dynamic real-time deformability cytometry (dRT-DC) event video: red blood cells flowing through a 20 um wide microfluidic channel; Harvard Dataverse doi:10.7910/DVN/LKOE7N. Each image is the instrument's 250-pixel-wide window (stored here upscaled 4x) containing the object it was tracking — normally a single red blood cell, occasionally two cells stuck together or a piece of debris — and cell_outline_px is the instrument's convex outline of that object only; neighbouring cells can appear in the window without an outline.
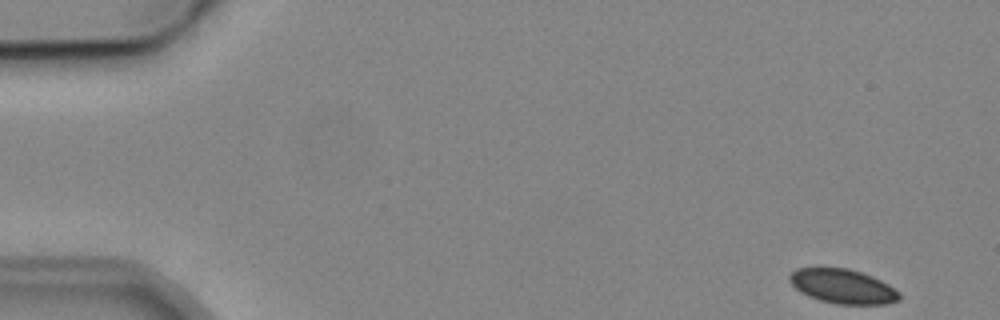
{"species": "common noctule bat (a hibernating species)", "species_latin": "Nyctalus noctula", "temperature_condition": "cold", "stored_images_in_passage": 6, "camera_frame_rate_fps": 3000, "um_per_image_px": 0.085, "animal": {"sex": "male", "body_mass_g": 19.2, "forearm_length_mm": 51.8}, "frame": {"image": 1, "passage_image": 1, "time_ms": 0.0, "image_size_px": [1000, 320], "cell_outline_px": [[900, 300], [888, 304], [836, 304], [820, 300], [808, 296], [800, 292], [788, 280], [788, 276], [796, 268], [848, 268], [872, 276], [888, 284], [900, 292]], "centroid_in_image_um": [71.64, 24.34], "position_along_channel_um": 13.4, "area_um2": 22.02}}